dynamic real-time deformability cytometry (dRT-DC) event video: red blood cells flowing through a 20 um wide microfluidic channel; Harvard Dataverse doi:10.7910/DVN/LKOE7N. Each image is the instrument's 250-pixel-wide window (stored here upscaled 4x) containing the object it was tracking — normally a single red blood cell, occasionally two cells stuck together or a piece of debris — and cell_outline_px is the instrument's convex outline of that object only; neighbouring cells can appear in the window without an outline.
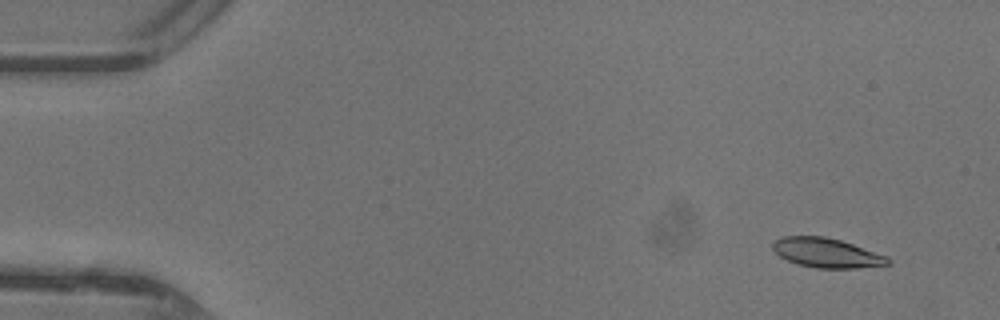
{"species": "common noctule bat (a hibernating species)", "species_latin": "Nyctalus noctula", "temperature_condition": "warm", "stored_images_in_passage": 46, "camera_frame_rate_fps": 3000, "um_per_image_px": 0.085, "animal": {"sex": "female"}, "frame": {"image": 1, "passage_image": 3, "time_ms": 0.667, "image_size_px": [1000, 320], "cell_outline_px": [[892, 264], [856, 268], [816, 268], [796, 264], [780, 256], [772, 248], [772, 244], [776, 240], [784, 236], [824, 236], [840, 240], [888, 256], [892, 260]], "centroid_in_image_um": [70.29, 21.5], "position_along_channel_um": 14.7, "area_um2": 19.77}}
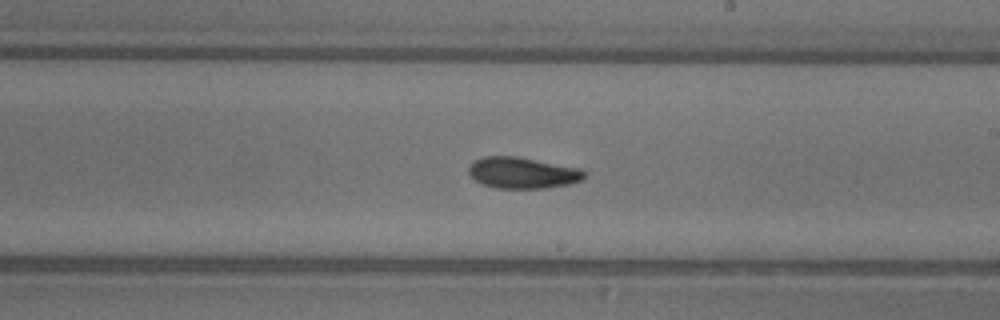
{"frame": {"image": 2, "passage_image": 27, "time_ms": 8.667, "image_size_px": [1000, 320], "cell_outline_px": [[584, 176], [580, 180], [568, 184], [544, 188], [496, 188], [484, 184], [476, 180], [468, 172], [468, 168], [472, 160], [484, 156], [516, 156], [580, 168], [584, 172]], "centroid_in_image_um": [44.37, 14.67], "position_along_channel_um": 244.6, "area_um2": 20.87}}
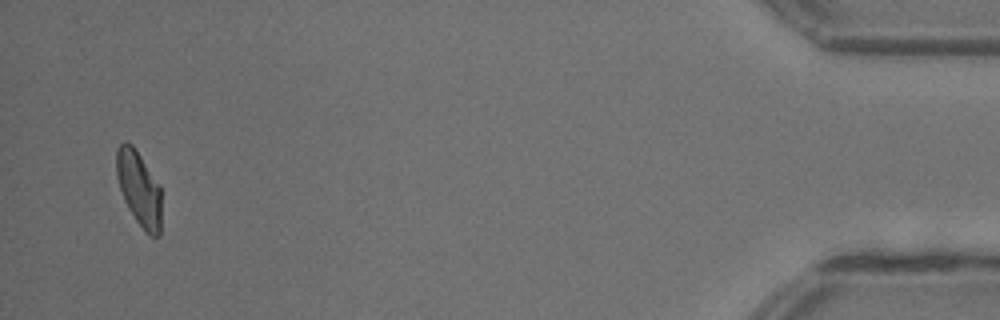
{"frame": {"image": 3, "passage_image": 45, "time_ms": 14.667, "image_size_px": [1000, 320], "cell_outline_px": [[160, 236], [152, 236], [136, 220], [128, 208], [124, 200], [116, 176], [116, 148], [124, 140], [132, 144], [160, 184]], "centroid_in_image_um": [11.79, 15.96], "position_along_channel_um": 423.4, "area_um2": 19.42}, "authors_computed_cell_mechanics": {"area_um2": 20.519, "velocity_mm_per_s": 4.4164, "shape_relaxation_time_tau1_ms": 3.4138, "shape_relaxation_time_tau2_ms": 2.9927, "deformation_change_tau1": 0.1585, "deformation_change_tau2": 0.084}}